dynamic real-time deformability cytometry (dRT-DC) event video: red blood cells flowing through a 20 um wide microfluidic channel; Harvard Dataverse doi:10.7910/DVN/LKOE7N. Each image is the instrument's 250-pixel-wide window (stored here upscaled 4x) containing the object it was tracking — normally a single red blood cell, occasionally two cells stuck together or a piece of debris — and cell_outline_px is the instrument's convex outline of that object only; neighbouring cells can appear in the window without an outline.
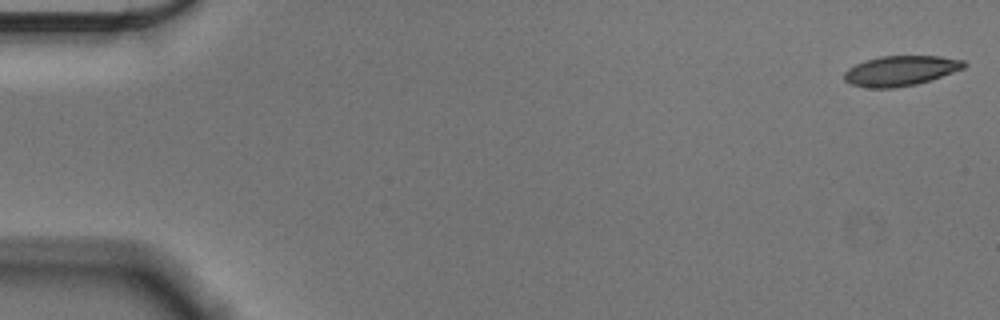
{"species": "Egyptian fruit bat (a non-hibernating species)", "species_latin": "Rousettus aegyptiacus", "temperature_condition": "cold", "stored_images_in_passage": 55, "camera_frame_rate_fps": 3000, "um_per_image_px": 0.085, "animal": {"sex": "male"}, "frame": {"image": 1, "passage_image": 1, "time_ms": 0.0, "image_size_px": [1000, 320], "cell_outline_px": [[968, 64], [964, 68], [916, 84], [892, 88], [868, 88], [852, 84], [844, 80], [844, 72], [848, 68], [864, 60], [880, 56], [940, 56], [964, 60]], "centroid_in_image_um": [76.53, 6.0], "position_along_channel_um": 8.5, "area_um2": 20.87}}
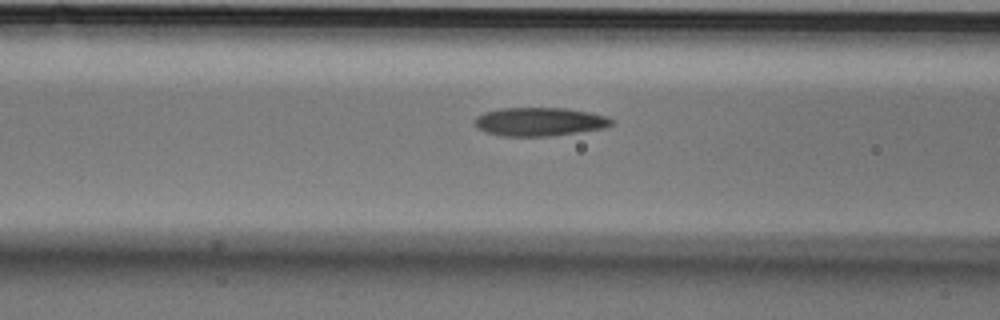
{"frame": {"image": 2, "passage_image": 22, "time_ms": 7.0, "image_size_px": [1000, 320], "cell_outline_px": [[612, 124], [604, 128], [552, 136], [504, 136], [488, 132], [476, 128], [476, 116], [484, 112], [500, 108], [568, 108], [608, 116], [612, 120]], "centroid_in_image_um": [45.87, 10.34], "position_along_channel_um": 120.7, "area_um2": 22.66}}
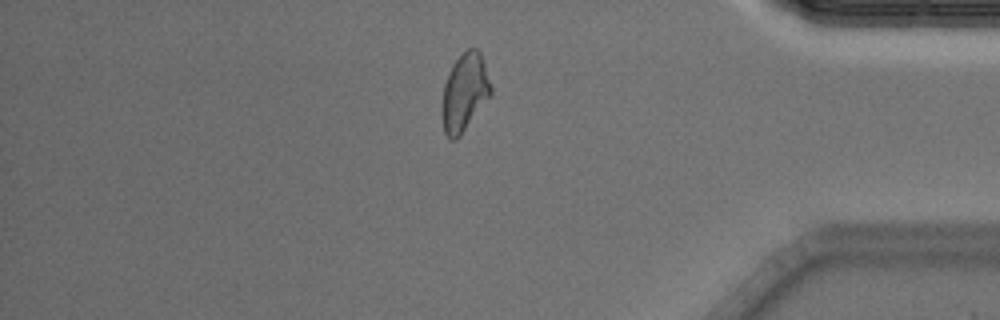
{"frame": {"image": 3, "passage_image": 47, "time_ms": 15.333, "image_size_px": [1000, 320], "cell_outline_px": [[492, 92], [460, 136], [456, 140], [448, 140], [444, 132], [440, 112], [440, 108], [444, 84], [448, 72], [452, 64], [468, 48], [476, 48], [480, 52], [484, 60], [492, 88]], "centroid_in_image_um": [39.45, 7.87], "position_along_channel_um": 395.8, "area_um2": 22.31}, "authors_computed_cell_mechanics": {"area_um2": 22.0796, "velocity_mm_per_s": 3.6172, "shape_relaxation_time_tau1_ms": 5.7679, "shape_relaxation_time_tau2_ms": 2.8301, "deformation_change_tau1": 0.1739, "deformation_change_tau2": 0.1028}}